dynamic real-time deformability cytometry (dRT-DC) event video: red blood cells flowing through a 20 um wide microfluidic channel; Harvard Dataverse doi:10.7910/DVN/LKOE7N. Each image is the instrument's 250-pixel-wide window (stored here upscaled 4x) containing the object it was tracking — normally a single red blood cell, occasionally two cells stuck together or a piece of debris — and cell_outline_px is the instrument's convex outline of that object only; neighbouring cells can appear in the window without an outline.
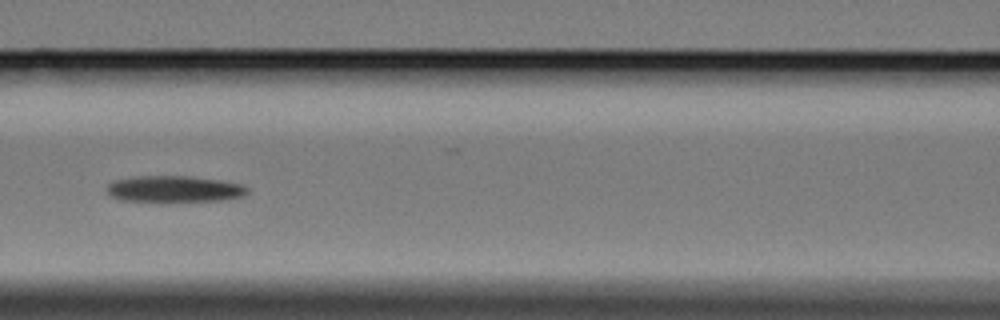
{"species": "Egyptian fruit bat (a non-hibernating species)", "species_latin": "Rousettus aegyptiacus", "temperature_condition": "cold", "stored_images_in_passage": 8, "segment_of_instrument_passage": [1, 2], "camera_frame_rate_fps": 3000, "um_per_image_px": 0.085, "animal": {"sex": "female"}, "frame": {"image": 1, "passage_image": 7, "time_ms": 7.0, "image_size_px": [1000, 320], "cell_outline_px": [[248, 192], [244, 196], [224, 200], [120, 200], [112, 196], [108, 192], [108, 184], [116, 180], [136, 176], [192, 176], [220, 180], [244, 184], [248, 188]], "centroid_in_image_um": [14.88, 16.04], "position_along_channel_um": 151.7, "area_um2": 21.15}}